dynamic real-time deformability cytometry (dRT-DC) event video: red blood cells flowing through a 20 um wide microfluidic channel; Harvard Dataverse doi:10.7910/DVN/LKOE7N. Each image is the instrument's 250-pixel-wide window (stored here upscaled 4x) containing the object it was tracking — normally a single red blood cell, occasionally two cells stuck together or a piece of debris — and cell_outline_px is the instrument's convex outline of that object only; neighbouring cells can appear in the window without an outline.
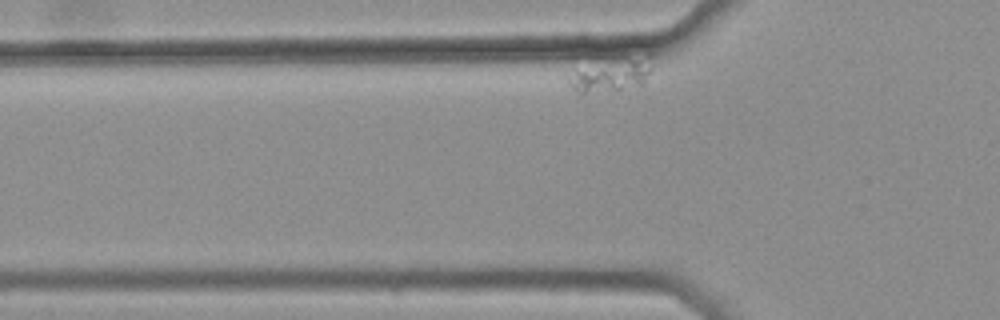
{"species": "common noctule bat (a hibernating species)", "species_latin": "Nyctalus noctula", "temperature_condition": "warm", "stored_images_in_passage": 19, "segment_of_instrument_passage": [1, 2], "camera_frame_rate_fps": 3000, "um_per_image_px": 0.085, "animal": {"sex": "female", "body_mass_g": 25.1}, "frame": {"image": 1, "passage_image": 2, "time_ms": 0.333, "image_size_px": [1000, 320], "cell_outline_px": [[652, 68], [644, 84], [620, 88], [584, 92], [576, 92], [572, 88], [568, 80], [568, 76], [576, 72], [612, 60], [636, 60], [652, 64]], "centroid_in_image_um": [51.91, 6.45], "position_along_channel_um": 73.9, "area_um2": 14.05}}
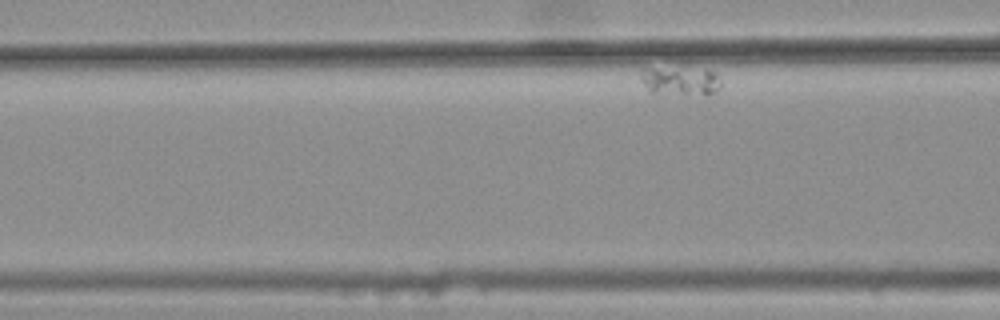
{"frame": {"image": 2, "passage_image": 7, "time_ms": 2.0, "image_size_px": [1000, 320], "cell_outline_px": [[720, 88], [716, 92], [652, 92], [644, 84], [640, 68], [704, 68], [712, 72], [720, 80]], "centroid_in_image_um": [57.82, 6.8], "position_along_channel_um": 108.8, "area_um2": 12.54}}
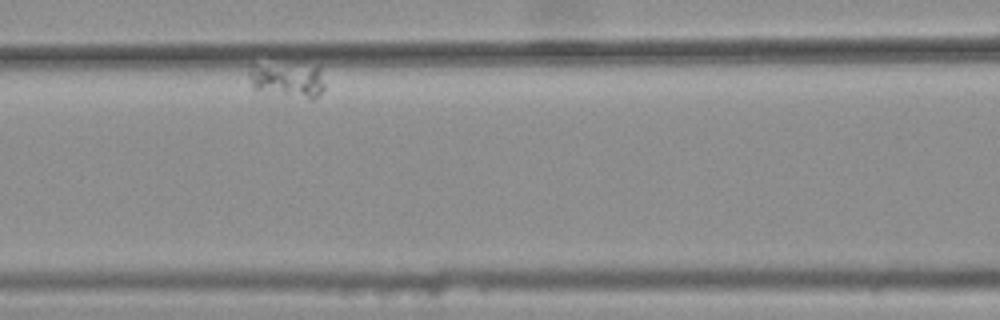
{"frame": {"image": 3, "passage_image": 12, "time_ms": 3.667, "image_size_px": [1000, 320], "cell_outline_px": [[324, 88], [316, 96], [308, 96], [252, 88], [248, 76], [248, 72], [256, 68], [320, 68], [324, 84]], "centroid_in_image_um": [24.49, 6.84], "position_along_channel_um": 142.1, "area_um2": 12.77}}